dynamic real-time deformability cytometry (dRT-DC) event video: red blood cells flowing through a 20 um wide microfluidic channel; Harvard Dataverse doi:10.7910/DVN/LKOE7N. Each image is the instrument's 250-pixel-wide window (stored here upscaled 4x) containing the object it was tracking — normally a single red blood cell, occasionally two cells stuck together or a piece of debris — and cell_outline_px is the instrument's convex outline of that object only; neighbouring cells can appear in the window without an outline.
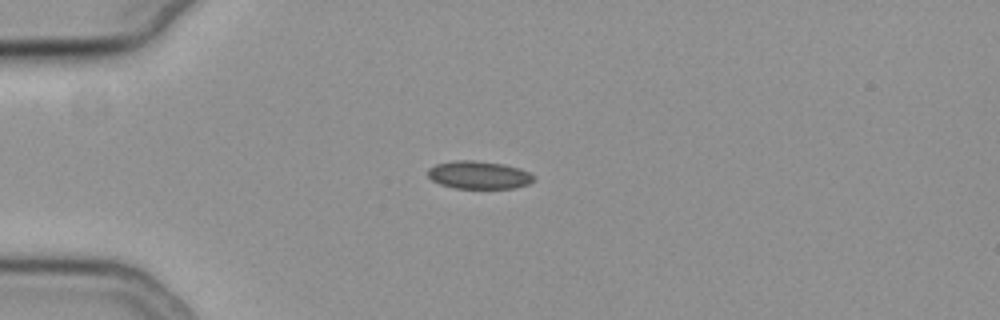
{"species": "common noctule bat (a hibernating species)", "species_latin": "Nyctalus noctula", "temperature_condition": "cold", "stored_images_in_passage": 32, "camera_frame_rate_fps": 3000, "um_per_image_px": 0.085, "animal": {"sex": "female", "body_mass_g": 19.3, "forearm_length_mm": 54.1}, "frame": {"image": 1, "passage_image": 1, "time_ms": 0.0, "image_size_px": [1000, 320], "cell_outline_px": [[536, 176], [528, 184], [512, 188], [456, 188], [440, 184], [432, 180], [428, 176], [428, 168], [436, 164], [452, 160], [476, 160], [504, 164], [520, 168]], "centroid_in_image_um": [40.68, 14.86], "position_along_channel_um": 44.3, "area_um2": 17.22}}
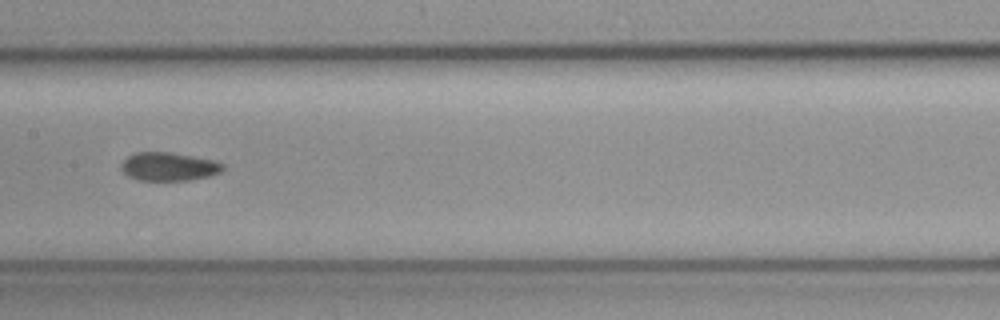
{"frame": {"image": 2, "passage_image": 15, "time_ms": 4.667, "image_size_px": [1000, 320], "cell_outline_px": [[224, 168], [220, 172], [208, 176], [188, 180], [136, 180], [128, 176], [120, 168], [120, 164], [128, 156], [136, 152], [168, 152], [216, 160], [224, 164]], "centroid_in_image_um": [14.33, 14.16], "position_along_channel_um": 193.1, "area_um2": 16.82}}
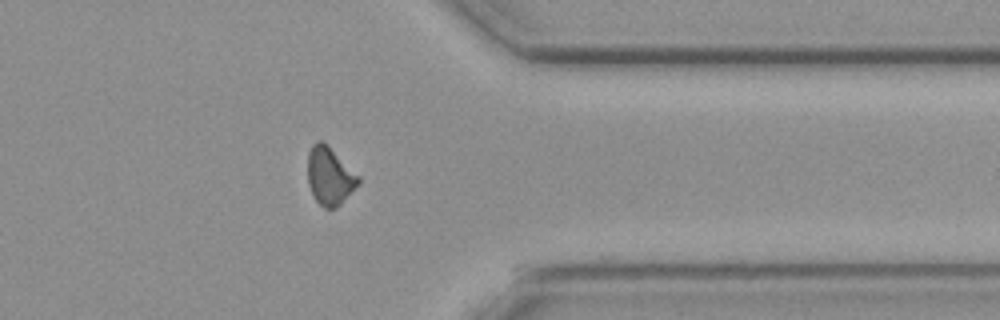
{"frame": {"image": 3, "passage_image": 31, "time_ms": 10.0, "image_size_px": [1000, 320], "cell_outline_px": [[360, 184], [340, 204], [332, 208], [324, 208], [312, 196], [308, 184], [308, 152], [312, 144], [316, 140], [320, 140], [328, 144], [360, 176]], "centroid_in_image_um": [28.03, 14.93], "position_along_channel_um": 383.4, "area_um2": 17.34}, "authors_computed_cell_mechanics": {"area_um2": 17.1377, "velocity_mm_per_s": 3.7453, "shape_relaxation_time_tau1_ms": null, "shape_relaxation_time_tau2_ms": 3.039, "deformation_change_tau1": null, "deformation_change_tau2": 0.085}}